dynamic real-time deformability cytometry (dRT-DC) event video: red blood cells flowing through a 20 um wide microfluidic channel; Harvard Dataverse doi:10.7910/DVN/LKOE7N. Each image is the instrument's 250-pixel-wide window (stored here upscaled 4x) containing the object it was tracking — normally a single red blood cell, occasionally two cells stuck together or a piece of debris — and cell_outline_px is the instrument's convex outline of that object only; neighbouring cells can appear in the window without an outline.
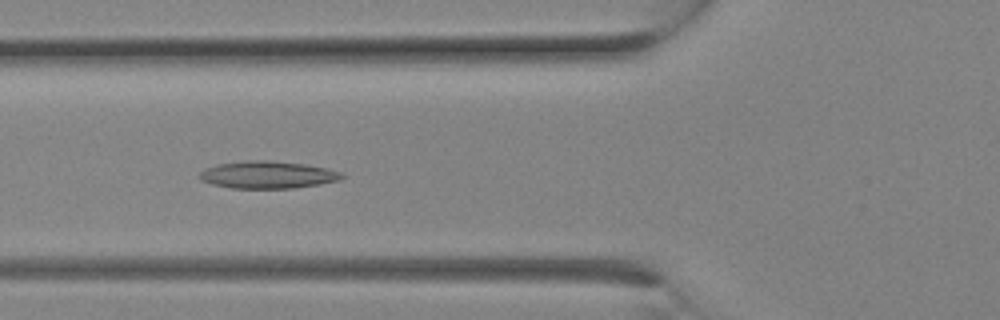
{"species": "Egyptian fruit bat (a non-hibernating species)", "species_latin": "Rousettus aegyptiacus", "temperature_condition": "room temperature", "stored_images_in_passage": 10, "camera_frame_rate_fps": 3000, "um_per_image_px": 0.085, "animal": {"sex": "female"}, "frame": {"image": 1, "passage_image": 4, "time_ms": 1.0, "image_size_px": [1000, 320], "cell_outline_px": [[348, 176], [340, 180], [320, 184], [296, 188], [232, 188], [212, 184], [200, 180], [200, 172], [204, 168], [220, 164], [244, 160], [268, 160], [304, 164], [324, 168], [340, 172]], "centroid_in_image_um": [22.76, 14.86], "position_along_channel_um": 103.0, "area_um2": 22.66}}
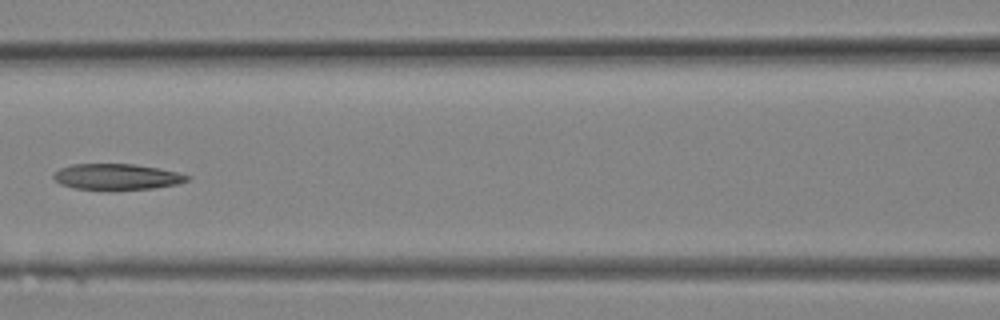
{"frame": {"image": 2, "passage_image": 6, "time_ms": 1.667, "image_size_px": [1000, 320], "cell_outline_px": [[192, 176], [188, 180], [176, 184], [152, 188], [112, 192], [76, 188], [60, 184], [52, 176], [60, 168], [72, 164], [136, 164], [160, 168]], "centroid_in_image_um": [9.93, 15.05], "position_along_channel_um": 156.7, "area_um2": 20.69}}
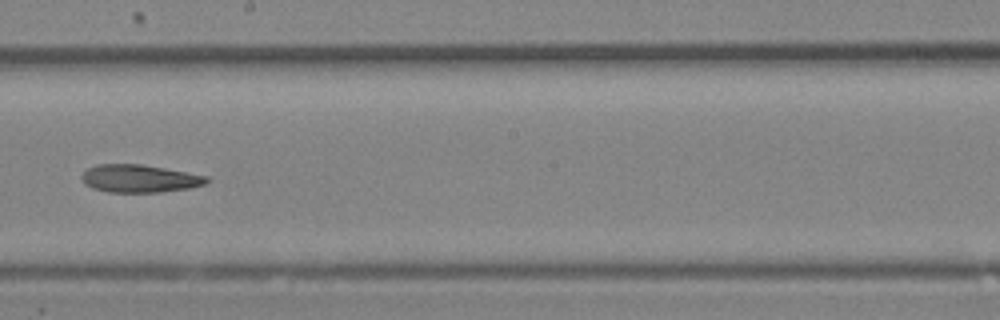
{"frame": {"image": 3, "passage_image": 9, "time_ms": 2.667, "image_size_px": [1000, 320], "cell_outline_px": [[208, 180], [204, 184], [188, 188], [160, 192], [108, 192], [92, 188], [84, 184], [80, 176], [88, 168], [96, 164], [140, 164], [164, 168], [208, 176]], "centroid_in_image_um": [11.81, 15.17], "position_along_channel_um": 236.4, "area_um2": 20.11}}